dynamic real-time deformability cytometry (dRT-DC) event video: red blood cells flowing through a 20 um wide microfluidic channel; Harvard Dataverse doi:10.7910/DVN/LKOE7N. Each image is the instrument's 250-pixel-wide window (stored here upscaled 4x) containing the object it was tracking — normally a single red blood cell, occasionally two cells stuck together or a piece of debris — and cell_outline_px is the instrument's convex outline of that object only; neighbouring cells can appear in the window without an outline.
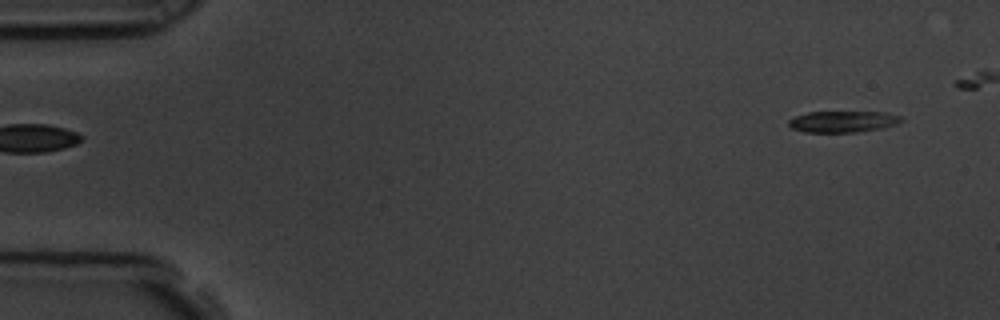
{"species": "common noctule bat (a hibernating species)", "species_latin": "Nyctalus noctula", "temperature_condition": "room temperature", "stored_images_in_passage": 5, "segment_of_instrument_passage": [2, 2], "camera_frame_rate_fps": 3000, "um_per_image_px": 0.085, "animal": {"sex": "male", "body_mass_g": 19.5, "forearm_length_mm": 54.6}, "frame": {"image": 1, "passage_image": 5, "time_ms": 1.333, "image_size_px": [1000, 320], "cell_outline_px": [[904, 120], [896, 124], [884, 128], [856, 132], [804, 132], [792, 128], [788, 124], [788, 120], [796, 116], [808, 112], [884, 112], [904, 116]], "centroid_in_image_um": [71.69, 10.33], "position_along_channel_um": 13.3, "area_um2": 14.1}}